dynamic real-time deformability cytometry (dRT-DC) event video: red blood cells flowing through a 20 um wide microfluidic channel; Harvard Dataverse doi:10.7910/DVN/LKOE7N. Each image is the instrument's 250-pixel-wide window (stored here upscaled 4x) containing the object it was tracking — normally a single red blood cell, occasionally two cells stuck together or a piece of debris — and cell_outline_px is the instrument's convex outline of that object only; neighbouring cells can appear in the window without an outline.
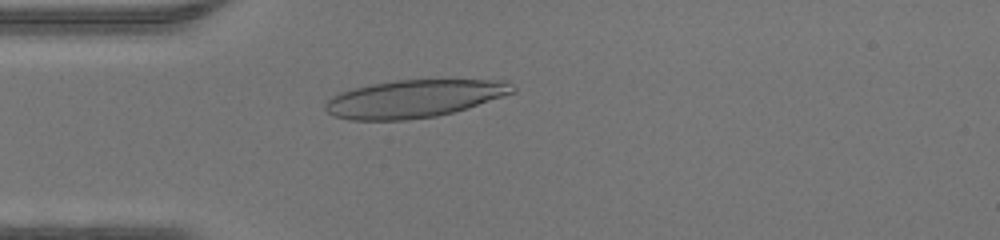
{"species": "human", "species_latin": "Homo sapiens", "temperature_condition": "warm", "stored_images_in_passage": 45, "camera_frame_rate_fps": 3000, "um_per_image_px": 0.085, "donor": {"sex": "male"}, "frame": {"image": 1, "passage_image": 12, "time_ms": 3.667, "image_size_px": [1000, 240], "cell_outline_px": [[516, 92], [504, 96], [452, 112], [436, 116], [404, 120], [348, 120], [332, 116], [324, 108], [324, 104], [332, 96], [340, 92], [352, 88], [372, 84], [396, 80], [508, 80], [516, 88]], "centroid_in_image_um": [35.18, 8.38], "position_along_channel_um": 49.8, "area_um2": 41.1}}
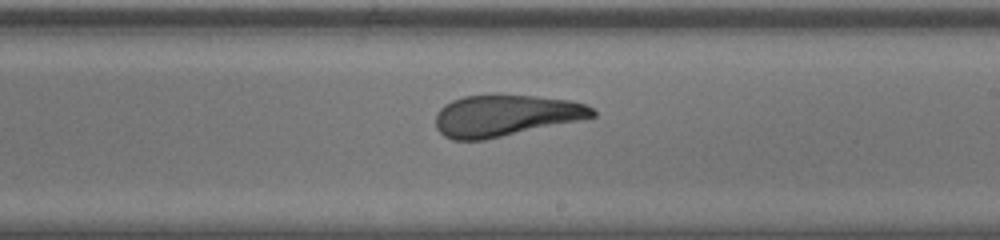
{"frame": {"image": 2, "passage_image": 26, "time_ms": 8.333, "image_size_px": [1000, 240], "cell_outline_px": [[596, 116], [580, 120], [484, 140], [452, 140], [444, 136], [436, 128], [436, 112], [444, 104], [452, 100], [464, 96], [536, 96], [572, 100], [584, 104], [592, 108], [596, 112]], "centroid_in_image_um": [42.95, 9.83], "position_along_channel_um": 246.1, "area_um2": 37.57}}
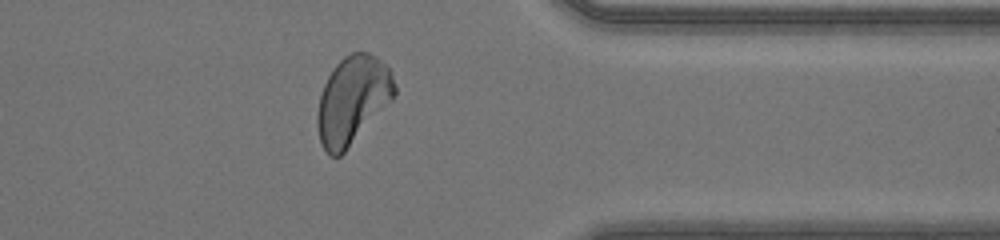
{"frame": {"image": 3, "passage_image": 36, "time_ms": 11.667, "image_size_px": [1000, 240], "cell_outline_px": [[396, 92], [392, 100], [344, 152], [340, 156], [328, 156], [320, 140], [316, 124], [316, 116], [320, 96], [324, 84], [332, 68], [344, 56], [352, 52], [368, 52], [376, 56], [388, 68], [396, 84]], "centroid_in_image_um": [29.95, 8.5], "position_along_channel_um": 381.4, "area_um2": 39.36}}